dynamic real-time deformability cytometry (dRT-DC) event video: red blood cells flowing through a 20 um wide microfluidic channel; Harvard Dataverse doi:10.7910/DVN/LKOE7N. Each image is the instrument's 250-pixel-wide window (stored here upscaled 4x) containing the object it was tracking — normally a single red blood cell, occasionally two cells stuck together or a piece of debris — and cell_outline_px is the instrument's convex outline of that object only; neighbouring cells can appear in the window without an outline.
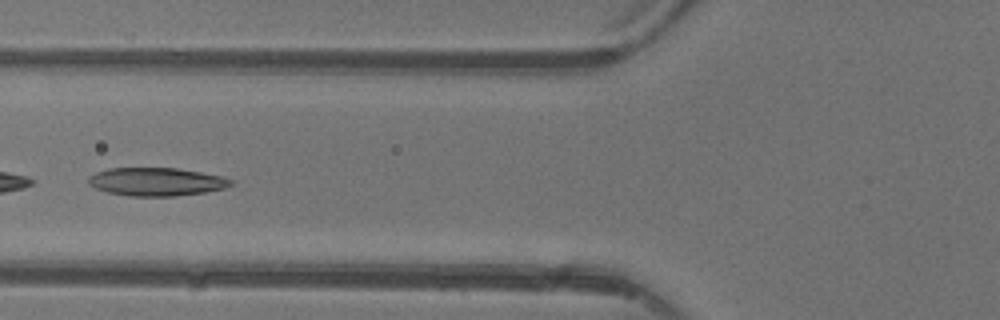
{"species": "common noctule bat (a hibernating species)", "species_latin": "Nyctalus noctula", "temperature_condition": "warm", "stored_images_in_passage": 7, "camera_frame_rate_fps": 3000, "um_per_image_px": 0.085, "animal": {"sex": "female"}, "frame": {"image": 1, "passage_image": 6, "time_ms": 6.0, "image_size_px": [1000, 320], "cell_outline_px": [[236, 180], [232, 184], [224, 188], [204, 192], [176, 196], [128, 196], [108, 192], [96, 188], [88, 184], [88, 176], [96, 172], [108, 168], [176, 168], [224, 176]], "centroid_in_image_um": [13.3, 15.44], "position_along_channel_um": 112.5, "area_um2": 23.52}}
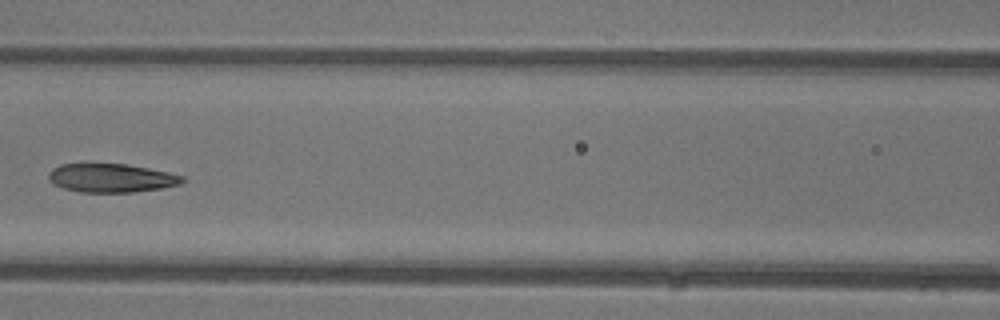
{"frame": {"image": 2, "passage_image": 7, "time_ms": 7.0, "image_size_px": [1000, 320], "cell_outline_px": [[184, 180], [180, 184], [160, 188], [132, 192], [80, 192], [64, 188], [52, 184], [48, 180], [48, 172], [52, 168], [60, 164], [128, 164], [168, 172], [184, 176]], "centroid_in_image_um": [9.42, 15.12], "position_along_channel_um": 157.2, "area_um2": 22.31}}